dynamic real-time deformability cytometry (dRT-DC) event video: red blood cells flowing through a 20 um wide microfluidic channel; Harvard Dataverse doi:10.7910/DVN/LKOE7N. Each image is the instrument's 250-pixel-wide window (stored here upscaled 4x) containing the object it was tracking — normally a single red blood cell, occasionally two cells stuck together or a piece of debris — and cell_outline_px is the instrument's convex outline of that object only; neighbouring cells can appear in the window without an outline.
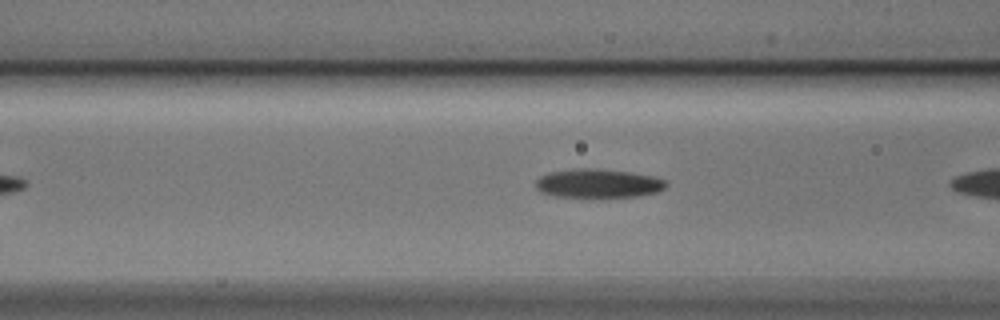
{"species": "Egyptian fruit bat (a non-hibernating species)", "species_latin": "Rousettus aegyptiacus", "temperature_condition": "cold", "stored_images_in_passage": 7, "camera_frame_rate_fps": 3000, "um_per_image_px": 0.085, "animal": {"sex": "male"}, "frame": {"image": 1, "passage_image": 6, "time_ms": 1.667, "image_size_px": [1000, 320], "cell_outline_px": [[668, 184], [664, 188], [656, 192], [636, 196], [556, 196], [540, 192], [536, 188], [536, 180], [540, 176], [548, 172], [576, 168], [596, 168], [632, 172], [652, 176], [664, 180]], "centroid_in_image_um": [50.81, 15.56], "position_along_channel_um": 115.8, "area_um2": 21.68}}